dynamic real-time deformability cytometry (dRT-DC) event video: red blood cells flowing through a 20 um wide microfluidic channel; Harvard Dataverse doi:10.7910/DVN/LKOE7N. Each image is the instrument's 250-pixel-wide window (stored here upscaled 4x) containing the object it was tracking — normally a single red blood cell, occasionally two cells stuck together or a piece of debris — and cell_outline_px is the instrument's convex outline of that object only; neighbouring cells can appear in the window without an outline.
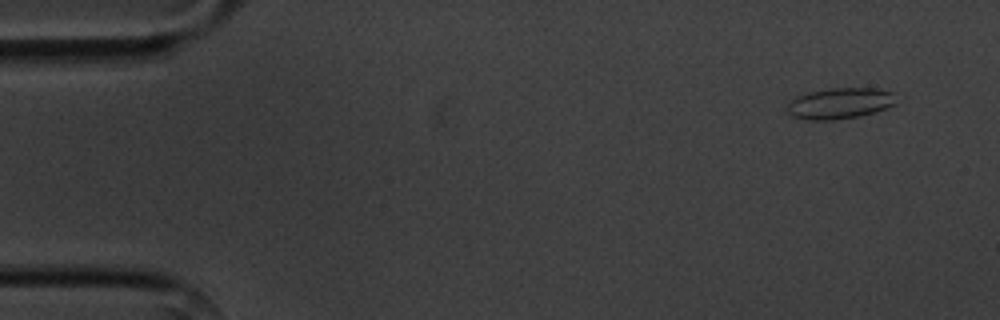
{"species": "common noctule bat (a hibernating species)", "species_latin": "Nyctalus noctula", "temperature_condition": "cold", "stored_images_in_passage": 5, "camera_frame_rate_fps": 3000, "um_per_image_px": 0.085, "animal": {"sex": "male", "body_mass_g": 20.1, "forearm_length_mm": 53.5}, "frame": {"image": 1, "passage_image": 1, "time_ms": 0.0, "image_size_px": [1000, 320], "cell_outline_px": [[896, 104], [888, 108], [860, 116], [832, 120], [804, 120], [792, 116], [788, 112], [788, 104], [796, 96], [812, 92], [832, 88], [876, 88], [892, 92]], "centroid_in_image_um": [71.4, 8.79], "position_along_channel_um": 13.6, "area_um2": 19.59}}